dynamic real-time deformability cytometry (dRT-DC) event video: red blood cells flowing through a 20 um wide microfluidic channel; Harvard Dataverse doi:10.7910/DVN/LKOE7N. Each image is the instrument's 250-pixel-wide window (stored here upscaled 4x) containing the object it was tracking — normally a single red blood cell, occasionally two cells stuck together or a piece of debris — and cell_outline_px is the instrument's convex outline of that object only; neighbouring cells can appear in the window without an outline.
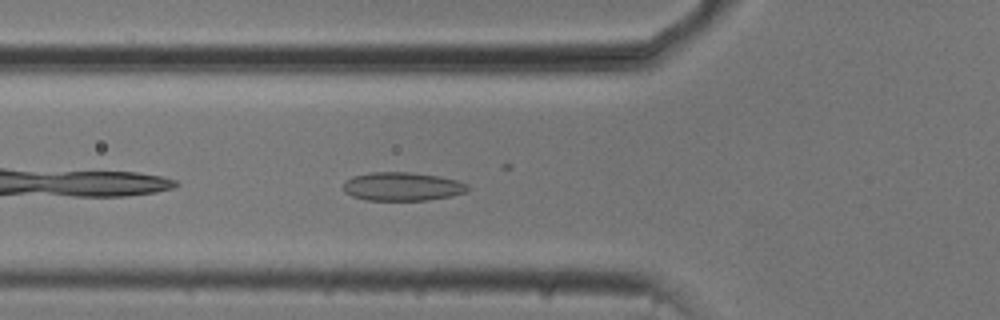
{"species": "common noctule bat (a hibernating species)", "species_latin": "Nyctalus noctula", "temperature_condition": "cold", "stored_images_in_passage": 39, "camera_frame_rate_fps": 3000, "um_per_image_px": 0.085, "animal": {"sex": "male", "body_mass_g": 20.5, "forearm_length_mm": 52.5}, "frame": {"image": 1, "passage_image": 4, "time_ms": 1.0, "image_size_px": [1000, 320], "cell_outline_px": [[472, 188], [464, 192], [448, 196], [428, 200], [364, 200], [352, 196], [344, 192], [344, 180], [352, 176], [372, 172], [408, 172], [440, 176], [456, 180], [468, 184]], "centroid_in_image_um": [34.17, 15.85], "position_along_channel_um": 91.6, "area_um2": 20.75}}
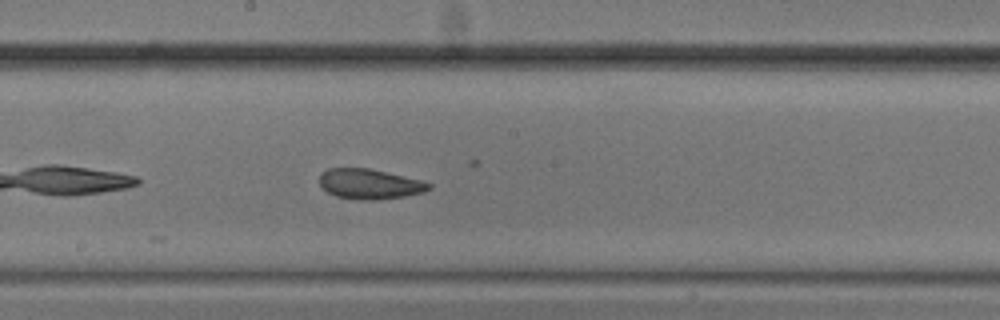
{"frame": {"image": 2, "passage_image": 14, "time_ms": 4.333, "image_size_px": [1000, 320], "cell_outline_px": [[432, 188], [424, 192], [404, 196], [376, 200], [360, 200], [336, 196], [328, 192], [320, 184], [320, 172], [328, 168], [368, 168], [420, 180], [432, 184]], "centroid_in_image_um": [31.41, 15.64], "position_along_channel_um": 216.8, "area_um2": 19.07}}
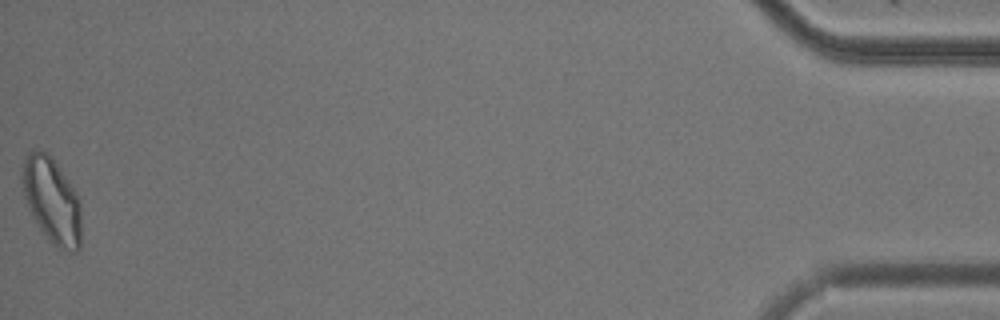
{"frame": {"image": 3, "passage_image": 39, "time_ms": 12.667, "image_size_px": [1000, 320], "cell_outline_px": [[80, 248], [76, 252], [72, 252], [56, 248], [48, 240], [40, 228], [24, 196], [20, 180], [20, 176], [24, 160], [28, 152], [32, 148], [36, 148], [48, 152], [68, 180], [76, 192], [80, 204]], "centroid_in_image_um": [4.39, 17.01], "position_along_channel_um": 430.8, "area_um2": 29.54}, "authors_computed_cell_mechanics": {"area_um2": 20.2878, "velocity_mm_per_s": 3.7278, "shape_relaxation_time_tau1_ms": null, "shape_relaxation_time_tau2_ms": 2.0738, "deformation_change_tau1": null, "deformation_change_tau2": 0.0666}}